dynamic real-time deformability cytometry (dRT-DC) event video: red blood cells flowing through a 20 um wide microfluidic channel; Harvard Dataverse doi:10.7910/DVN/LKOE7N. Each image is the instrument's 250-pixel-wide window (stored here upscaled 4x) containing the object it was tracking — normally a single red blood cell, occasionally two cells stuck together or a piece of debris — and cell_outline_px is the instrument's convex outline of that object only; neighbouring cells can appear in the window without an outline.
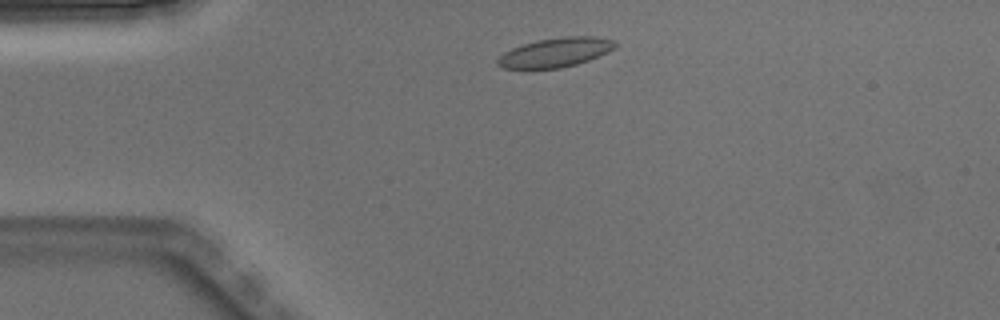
{"species": "Egyptian fruit bat (a non-hibernating species)", "species_latin": "Rousettus aegyptiacus", "temperature_condition": "warm", "stored_images_in_passage": 2, "camera_frame_rate_fps": 3000, "um_per_image_px": 0.085, "animal": {"sex": "male"}, "frame": {"image": 1, "passage_image": 1, "time_ms": 0.0, "image_size_px": [1000, 320], "cell_outline_px": [[620, 44], [616, 48], [600, 56], [576, 64], [560, 68], [532, 72], [524, 72], [504, 68], [496, 64], [496, 60], [504, 52], [512, 48], [536, 40], [564, 36], [596, 36], [616, 40]], "centroid_in_image_um": [47.19, 4.5], "position_along_channel_um": 37.8, "area_um2": 21.15}}